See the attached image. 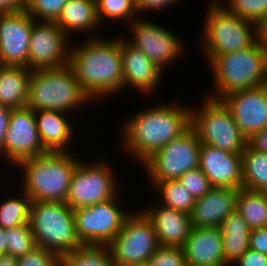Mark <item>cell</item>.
<instances>
[{
  "mask_svg": "<svg viewBox=\"0 0 267 266\" xmlns=\"http://www.w3.org/2000/svg\"><path fill=\"white\" fill-rule=\"evenodd\" d=\"M69 66L82 90L92 99L123 89L120 39L92 38L70 49Z\"/></svg>",
  "mask_w": 267,
  "mask_h": 266,
  "instance_id": "6da1fadb",
  "label": "cell"
},
{
  "mask_svg": "<svg viewBox=\"0 0 267 266\" xmlns=\"http://www.w3.org/2000/svg\"><path fill=\"white\" fill-rule=\"evenodd\" d=\"M190 110L178 105L161 104L138 113L122 128L125 149L144 163L191 127Z\"/></svg>",
  "mask_w": 267,
  "mask_h": 266,
  "instance_id": "7a4b0ae2",
  "label": "cell"
},
{
  "mask_svg": "<svg viewBox=\"0 0 267 266\" xmlns=\"http://www.w3.org/2000/svg\"><path fill=\"white\" fill-rule=\"evenodd\" d=\"M209 63L217 93L208 97L214 100L267 83V48L259 40L245 50L218 55Z\"/></svg>",
  "mask_w": 267,
  "mask_h": 266,
  "instance_id": "3957f363",
  "label": "cell"
},
{
  "mask_svg": "<svg viewBox=\"0 0 267 266\" xmlns=\"http://www.w3.org/2000/svg\"><path fill=\"white\" fill-rule=\"evenodd\" d=\"M78 159L66 152H48L17 165L25 172L24 193L31 201L65 202Z\"/></svg>",
  "mask_w": 267,
  "mask_h": 266,
  "instance_id": "277c9868",
  "label": "cell"
},
{
  "mask_svg": "<svg viewBox=\"0 0 267 266\" xmlns=\"http://www.w3.org/2000/svg\"><path fill=\"white\" fill-rule=\"evenodd\" d=\"M89 100L69 65L31 71L26 107L34 111L58 110L66 113Z\"/></svg>",
  "mask_w": 267,
  "mask_h": 266,
  "instance_id": "5b68a950",
  "label": "cell"
},
{
  "mask_svg": "<svg viewBox=\"0 0 267 266\" xmlns=\"http://www.w3.org/2000/svg\"><path fill=\"white\" fill-rule=\"evenodd\" d=\"M28 224L37 246L60 257L83 246L76 235L73 209L66 202L32 201Z\"/></svg>",
  "mask_w": 267,
  "mask_h": 266,
  "instance_id": "8992f818",
  "label": "cell"
},
{
  "mask_svg": "<svg viewBox=\"0 0 267 266\" xmlns=\"http://www.w3.org/2000/svg\"><path fill=\"white\" fill-rule=\"evenodd\" d=\"M211 4L202 39L209 62L218 55L245 50L258 40V26L235 15L217 0Z\"/></svg>",
  "mask_w": 267,
  "mask_h": 266,
  "instance_id": "52a82bcc",
  "label": "cell"
},
{
  "mask_svg": "<svg viewBox=\"0 0 267 266\" xmlns=\"http://www.w3.org/2000/svg\"><path fill=\"white\" fill-rule=\"evenodd\" d=\"M190 126L201 144L242 154L247 139L240 132L229 109L221 100L207 97L200 110H190Z\"/></svg>",
  "mask_w": 267,
  "mask_h": 266,
  "instance_id": "ba28073f",
  "label": "cell"
},
{
  "mask_svg": "<svg viewBox=\"0 0 267 266\" xmlns=\"http://www.w3.org/2000/svg\"><path fill=\"white\" fill-rule=\"evenodd\" d=\"M159 247L152 221L143 211L129 214L118 235L107 245L116 266L146 264Z\"/></svg>",
  "mask_w": 267,
  "mask_h": 266,
  "instance_id": "9c48e42d",
  "label": "cell"
},
{
  "mask_svg": "<svg viewBox=\"0 0 267 266\" xmlns=\"http://www.w3.org/2000/svg\"><path fill=\"white\" fill-rule=\"evenodd\" d=\"M201 143L190 127L180 137L156 151L144 163L153 183L179 179L184 173L199 167Z\"/></svg>",
  "mask_w": 267,
  "mask_h": 266,
  "instance_id": "30bf717a",
  "label": "cell"
},
{
  "mask_svg": "<svg viewBox=\"0 0 267 266\" xmlns=\"http://www.w3.org/2000/svg\"><path fill=\"white\" fill-rule=\"evenodd\" d=\"M116 199L73 210L76 235L82 245L107 246L118 235L130 213H125Z\"/></svg>",
  "mask_w": 267,
  "mask_h": 266,
  "instance_id": "8fae6325",
  "label": "cell"
},
{
  "mask_svg": "<svg viewBox=\"0 0 267 266\" xmlns=\"http://www.w3.org/2000/svg\"><path fill=\"white\" fill-rule=\"evenodd\" d=\"M109 165L99 162H78L70 180L67 205L74 209L86 208L116 197L115 179Z\"/></svg>",
  "mask_w": 267,
  "mask_h": 266,
  "instance_id": "7c38bea8",
  "label": "cell"
},
{
  "mask_svg": "<svg viewBox=\"0 0 267 266\" xmlns=\"http://www.w3.org/2000/svg\"><path fill=\"white\" fill-rule=\"evenodd\" d=\"M33 21L29 69H58L69 64L68 36L53 21ZM67 38V39H66Z\"/></svg>",
  "mask_w": 267,
  "mask_h": 266,
  "instance_id": "4fadbf2b",
  "label": "cell"
},
{
  "mask_svg": "<svg viewBox=\"0 0 267 266\" xmlns=\"http://www.w3.org/2000/svg\"><path fill=\"white\" fill-rule=\"evenodd\" d=\"M1 153L16 165L24 159L48 153L40 140L33 109L23 107L11 110Z\"/></svg>",
  "mask_w": 267,
  "mask_h": 266,
  "instance_id": "5bb4252c",
  "label": "cell"
},
{
  "mask_svg": "<svg viewBox=\"0 0 267 266\" xmlns=\"http://www.w3.org/2000/svg\"><path fill=\"white\" fill-rule=\"evenodd\" d=\"M33 21L25 10L0 13V65L29 69Z\"/></svg>",
  "mask_w": 267,
  "mask_h": 266,
  "instance_id": "9a60e30c",
  "label": "cell"
},
{
  "mask_svg": "<svg viewBox=\"0 0 267 266\" xmlns=\"http://www.w3.org/2000/svg\"><path fill=\"white\" fill-rule=\"evenodd\" d=\"M130 25L133 28L134 40L128 42L146 55L162 71L182 52L181 40L167 28L151 21H141L137 17Z\"/></svg>",
  "mask_w": 267,
  "mask_h": 266,
  "instance_id": "2e32d148",
  "label": "cell"
},
{
  "mask_svg": "<svg viewBox=\"0 0 267 266\" xmlns=\"http://www.w3.org/2000/svg\"><path fill=\"white\" fill-rule=\"evenodd\" d=\"M221 101L247 140L267 126V84L231 93Z\"/></svg>",
  "mask_w": 267,
  "mask_h": 266,
  "instance_id": "e0dca14e",
  "label": "cell"
},
{
  "mask_svg": "<svg viewBox=\"0 0 267 266\" xmlns=\"http://www.w3.org/2000/svg\"><path fill=\"white\" fill-rule=\"evenodd\" d=\"M199 168L207 176L212 187L242 188V155L202 144L199 152Z\"/></svg>",
  "mask_w": 267,
  "mask_h": 266,
  "instance_id": "ac0fdd59",
  "label": "cell"
},
{
  "mask_svg": "<svg viewBox=\"0 0 267 266\" xmlns=\"http://www.w3.org/2000/svg\"><path fill=\"white\" fill-rule=\"evenodd\" d=\"M182 248L187 266H227L219 227H192Z\"/></svg>",
  "mask_w": 267,
  "mask_h": 266,
  "instance_id": "d6986e66",
  "label": "cell"
},
{
  "mask_svg": "<svg viewBox=\"0 0 267 266\" xmlns=\"http://www.w3.org/2000/svg\"><path fill=\"white\" fill-rule=\"evenodd\" d=\"M123 88L132 86L143 93L149 94L155 89L162 70L158 68L146 55L132 46L128 41L120 38ZM150 91V92H149Z\"/></svg>",
  "mask_w": 267,
  "mask_h": 266,
  "instance_id": "ffe728a7",
  "label": "cell"
},
{
  "mask_svg": "<svg viewBox=\"0 0 267 266\" xmlns=\"http://www.w3.org/2000/svg\"><path fill=\"white\" fill-rule=\"evenodd\" d=\"M239 189L213 187L203 197L195 199L190 219L193 227H220L222 221L236 209Z\"/></svg>",
  "mask_w": 267,
  "mask_h": 266,
  "instance_id": "44dd1931",
  "label": "cell"
},
{
  "mask_svg": "<svg viewBox=\"0 0 267 266\" xmlns=\"http://www.w3.org/2000/svg\"><path fill=\"white\" fill-rule=\"evenodd\" d=\"M160 207L143 210L152 221L159 245L182 247L193 227L190 215L163 205Z\"/></svg>",
  "mask_w": 267,
  "mask_h": 266,
  "instance_id": "7402d4cb",
  "label": "cell"
},
{
  "mask_svg": "<svg viewBox=\"0 0 267 266\" xmlns=\"http://www.w3.org/2000/svg\"><path fill=\"white\" fill-rule=\"evenodd\" d=\"M34 113L43 147L48 152H66L73 136V128L64 115L67 113L58 110H37Z\"/></svg>",
  "mask_w": 267,
  "mask_h": 266,
  "instance_id": "603a6c76",
  "label": "cell"
},
{
  "mask_svg": "<svg viewBox=\"0 0 267 266\" xmlns=\"http://www.w3.org/2000/svg\"><path fill=\"white\" fill-rule=\"evenodd\" d=\"M31 69L0 65V105L11 109L26 107Z\"/></svg>",
  "mask_w": 267,
  "mask_h": 266,
  "instance_id": "cb8c5ba5",
  "label": "cell"
},
{
  "mask_svg": "<svg viewBox=\"0 0 267 266\" xmlns=\"http://www.w3.org/2000/svg\"><path fill=\"white\" fill-rule=\"evenodd\" d=\"M225 264H234L249 249L251 228L234 210L221 223Z\"/></svg>",
  "mask_w": 267,
  "mask_h": 266,
  "instance_id": "d4e9b609",
  "label": "cell"
},
{
  "mask_svg": "<svg viewBox=\"0 0 267 266\" xmlns=\"http://www.w3.org/2000/svg\"><path fill=\"white\" fill-rule=\"evenodd\" d=\"M69 36V33L95 29L99 24L95 0H68L55 21ZM91 29V30H90Z\"/></svg>",
  "mask_w": 267,
  "mask_h": 266,
  "instance_id": "484cf974",
  "label": "cell"
},
{
  "mask_svg": "<svg viewBox=\"0 0 267 266\" xmlns=\"http://www.w3.org/2000/svg\"><path fill=\"white\" fill-rule=\"evenodd\" d=\"M251 229L267 227V193L240 188L235 209Z\"/></svg>",
  "mask_w": 267,
  "mask_h": 266,
  "instance_id": "4316f807",
  "label": "cell"
},
{
  "mask_svg": "<svg viewBox=\"0 0 267 266\" xmlns=\"http://www.w3.org/2000/svg\"><path fill=\"white\" fill-rule=\"evenodd\" d=\"M241 155L242 188L267 193V154L246 145Z\"/></svg>",
  "mask_w": 267,
  "mask_h": 266,
  "instance_id": "83f0119b",
  "label": "cell"
},
{
  "mask_svg": "<svg viewBox=\"0 0 267 266\" xmlns=\"http://www.w3.org/2000/svg\"><path fill=\"white\" fill-rule=\"evenodd\" d=\"M61 266H116L107 246L83 245L61 256Z\"/></svg>",
  "mask_w": 267,
  "mask_h": 266,
  "instance_id": "f1b7e54d",
  "label": "cell"
},
{
  "mask_svg": "<svg viewBox=\"0 0 267 266\" xmlns=\"http://www.w3.org/2000/svg\"><path fill=\"white\" fill-rule=\"evenodd\" d=\"M163 197V206L191 214L195 204L194 197L184 188L178 179L154 183Z\"/></svg>",
  "mask_w": 267,
  "mask_h": 266,
  "instance_id": "f546056e",
  "label": "cell"
},
{
  "mask_svg": "<svg viewBox=\"0 0 267 266\" xmlns=\"http://www.w3.org/2000/svg\"><path fill=\"white\" fill-rule=\"evenodd\" d=\"M23 197L8 199L0 205V227L14 228L28 224L31 199L25 194Z\"/></svg>",
  "mask_w": 267,
  "mask_h": 266,
  "instance_id": "4dcf8cb0",
  "label": "cell"
},
{
  "mask_svg": "<svg viewBox=\"0 0 267 266\" xmlns=\"http://www.w3.org/2000/svg\"><path fill=\"white\" fill-rule=\"evenodd\" d=\"M37 247L29 224L6 229V254L21 257Z\"/></svg>",
  "mask_w": 267,
  "mask_h": 266,
  "instance_id": "1f68e13d",
  "label": "cell"
},
{
  "mask_svg": "<svg viewBox=\"0 0 267 266\" xmlns=\"http://www.w3.org/2000/svg\"><path fill=\"white\" fill-rule=\"evenodd\" d=\"M99 22L103 16L109 19L125 20L131 22L137 14L135 0H95ZM134 16V17H133Z\"/></svg>",
  "mask_w": 267,
  "mask_h": 266,
  "instance_id": "d6a6232c",
  "label": "cell"
},
{
  "mask_svg": "<svg viewBox=\"0 0 267 266\" xmlns=\"http://www.w3.org/2000/svg\"><path fill=\"white\" fill-rule=\"evenodd\" d=\"M229 11L259 26L267 18V0H228Z\"/></svg>",
  "mask_w": 267,
  "mask_h": 266,
  "instance_id": "836d02e7",
  "label": "cell"
},
{
  "mask_svg": "<svg viewBox=\"0 0 267 266\" xmlns=\"http://www.w3.org/2000/svg\"><path fill=\"white\" fill-rule=\"evenodd\" d=\"M68 0H24V10L36 20L55 22Z\"/></svg>",
  "mask_w": 267,
  "mask_h": 266,
  "instance_id": "e575fe53",
  "label": "cell"
},
{
  "mask_svg": "<svg viewBox=\"0 0 267 266\" xmlns=\"http://www.w3.org/2000/svg\"><path fill=\"white\" fill-rule=\"evenodd\" d=\"M146 266H187L183 248L160 246L149 258Z\"/></svg>",
  "mask_w": 267,
  "mask_h": 266,
  "instance_id": "d590c367",
  "label": "cell"
},
{
  "mask_svg": "<svg viewBox=\"0 0 267 266\" xmlns=\"http://www.w3.org/2000/svg\"><path fill=\"white\" fill-rule=\"evenodd\" d=\"M178 180L194 199L203 197L213 188L199 167L184 173Z\"/></svg>",
  "mask_w": 267,
  "mask_h": 266,
  "instance_id": "8d00e7d4",
  "label": "cell"
},
{
  "mask_svg": "<svg viewBox=\"0 0 267 266\" xmlns=\"http://www.w3.org/2000/svg\"><path fill=\"white\" fill-rule=\"evenodd\" d=\"M18 266H61V257L54 251L36 247L17 258Z\"/></svg>",
  "mask_w": 267,
  "mask_h": 266,
  "instance_id": "74e56055",
  "label": "cell"
},
{
  "mask_svg": "<svg viewBox=\"0 0 267 266\" xmlns=\"http://www.w3.org/2000/svg\"><path fill=\"white\" fill-rule=\"evenodd\" d=\"M249 248L267 254V227L251 230Z\"/></svg>",
  "mask_w": 267,
  "mask_h": 266,
  "instance_id": "f35d334b",
  "label": "cell"
},
{
  "mask_svg": "<svg viewBox=\"0 0 267 266\" xmlns=\"http://www.w3.org/2000/svg\"><path fill=\"white\" fill-rule=\"evenodd\" d=\"M234 264L238 266H267V254L249 248Z\"/></svg>",
  "mask_w": 267,
  "mask_h": 266,
  "instance_id": "ab89813d",
  "label": "cell"
},
{
  "mask_svg": "<svg viewBox=\"0 0 267 266\" xmlns=\"http://www.w3.org/2000/svg\"><path fill=\"white\" fill-rule=\"evenodd\" d=\"M247 145L257 152L267 154V126L261 131L253 134L247 140Z\"/></svg>",
  "mask_w": 267,
  "mask_h": 266,
  "instance_id": "60d3db41",
  "label": "cell"
},
{
  "mask_svg": "<svg viewBox=\"0 0 267 266\" xmlns=\"http://www.w3.org/2000/svg\"><path fill=\"white\" fill-rule=\"evenodd\" d=\"M178 0H135L136 8L138 13L143 12V10H161L164 7L171 6L174 2Z\"/></svg>",
  "mask_w": 267,
  "mask_h": 266,
  "instance_id": "b9f144b4",
  "label": "cell"
},
{
  "mask_svg": "<svg viewBox=\"0 0 267 266\" xmlns=\"http://www.w3.org/2000/svg\"><path fill=\"white\" fill-rule=\"evenodd\" d=\"M11 108L0 105V150L2 149L9 125Z\"/></svg>",
  "mask_w": 267,
  "mask_h": 266,
  "instance_id": "7bdbcfd3",
  "label": "cell"
},
{
  "mask_svg": "<svg viewBox=\"0 0 267 266\" xmlns=\"http://www.w3.org/2000/svg\"><path fill=\"white\" fill-rule=\"evenodd\" d=\"M24 10V0H0V13Z\"/></svg>",
  "mask_w": 267,
  "mask_h": 266,
  "instance_id": "ee69618b",
  "label": "cell"
},
{
  "mask_svg": "<svg viewBox=\"0 0 267 266\" xmlns=\"http://www.w3.org/2000/svg\"><path fill=\"white\" fill-rule=\"evenodd\" d=\"M258 40L267 48V18L258 26Z\"/></svg>",
  "mask_w": 267,
  "mask_h": 266,
  "instance_id": "f6af8a7d",
  "label": "cell"
},
{
  "mask_svg": "<svg viewBox=\"0 0 267 266\" xmlns=\"http://www.w3.org/2000/svg\"><path fill=\"white\" fill-rule=\"evenodd\" d=\"M0 266H18L17 258L9 254L1 255Z\"/></svg>",
  "mask_w": 267,
  "mask_h": 266,
  "instance_id": "bcb514c9",
  "label": "cell"
},
{
  "mask_svg": "<svg viewBox=\"0 0 267 266\" xmlns=\"http://www.w3.org/2000/svg\"><path fill=\"white\" fill-rule=\"evenodd\" d=\"M6 254V230L0 227V256Z\"/></svg>",
  "mask_w": 267,
  "mask_h": 266,
  "instance_id": "7dc6e473",
  "label": "cell"
},
{
  "mask_svg": "<svg viewBox=\"0 0 267 266\" xmlns=\"http://www.w3.org/2000/svg\"><path fill=\"white\" fill-rule=\"evenodd\" d=\"M117 266H146V264H138V265L125 264V265H117Z\"/></svg>",
  "mask_w": 267,
  "mask_h": 266,
  "instance_id": "c3c4849f",
  "label": "cell"
}]
</instances>
